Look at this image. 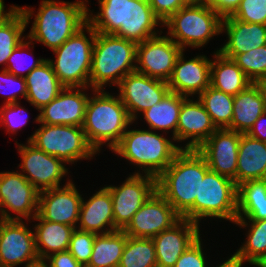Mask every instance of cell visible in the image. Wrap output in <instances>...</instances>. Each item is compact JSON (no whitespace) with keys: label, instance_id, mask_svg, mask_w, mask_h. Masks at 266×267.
<instances>
[{"label":"cell","instance_id":"6da1fadb","mask_svg":"<svg viewBox=\"0 0 266 267\" xmlns=\"http://www.w3.org/2000/svg\"><path fill=\"white\" fill-rule=\"evenodd\" d=\"M98 4L100 12L95 15L87 8V23L96 32L141 43L157 35L158 24L163 26L148 0H98Z\"/></svg>","mask_w":266,"mask_h":267},{"label":"cell","instance_id":"7a4b0ae2","mask_svg":"<svg viewBox=\"0 0 266 267\" xmlns=\"http://www.w3.org/2000/svg\"><path fill=\"white\" fill-rule=\"evenodd\" d=\"M204 157L192 149H182L157 178V191L183 217L199 199L200 181L209 171Z\"/></svg>","mask_w":266,"mask_h":267},{"label":"cell","instance_id":"3957f363","mask_svg":"<svg viewBox=\"0 0 266 267\" xmlns=\"http://www.w3.org/2000/svg\"><path fill=\"white\" fill-rule=\"evenodd\" d=\"M92 91L94 96H89L87 101L82 129L88 143L98 154L106 142L113 150L133 121L118 95L113 96L104 89Z\"/></svg>","mask_w":266,"mask_h":267},{"label":"cell","instance_id":"277c9868","mask_svg":"<svg viewBox=\"0 0 266 267\" xmlns=\"http://www.w3.org/2000/svg\"><path fill=\"white\" fill-rule=\"evenodd\" d=\"M87 2L42 0L27 39L40 42L52 51L59 48L87 23Z\"/></svg>","mask_w":266,"mask_h":267},{"label":"cell","instance_id":"5b68a950","mask_svg":"<svg viewBox=\"0 0 266 267\" xmlns=\"http://www.w3.org/2000/svg\"><path fill=\"white\" fill-rule=\"evenodd\" d=\"M137 43L114 34L96 32L92 52L90 88L103 89L105 85L117 86L136 70Z\"/></svg>","mask_w":266,"mask_h":267},{"label":"cell","instance_id":"8992f818","mask_svg":"<svg viewBox=\"0 0 266 267\" xmlns=\"http://www.w3.org/2000/svg\"><path fill=\"white\" fill-rule=\"evenodd\" d=\"M181 150V146L161 134L129 128L112 152L142 168L143 175L157 178Z\"/></svg>","mask_w":266,"mask_h":267},{"label":"cell","instance_id":"52a82bcc","mask_svg":"<svg viewBox=\"0 0 266 267\" xmlns=\"http://www.w3.org/2000/svg\"><path fill=\"white\" fill-rule=\"evenodd\" d=\"M85 31L89 33V37L86 36ZM95 37L96 31L86 23L59 48L53 50L56 58L54 61L48 60L64 87H90Z\"/></svg>","mask_w":266,"mask_h":267},{"label":"cell","instance_id":"ba28073f","mask_svg":"<svg viewBox=\"0 0 266 267\" xmlns=\"http://www.w3.org/2000/svg\"><path fill=\"white\" fill-rule=\"evenodd\" d=\"M222 18L207 3L186 5L172 14L165 22L167 35L182 50L204 47L212 37L222 34Z\"/></svg>","mask_w":266,"mask_h":267},{"label":"cell","instance_id":"9c48e42d","mask_svg":"<svg viewBox=\"0 0 266 267\" xmlns=\"http://www.w3.org/2000/svg\"><path fill=\"white\" fill-rule=\"evenodd\" d=\"M206 217L235 222L237 219V185L229 177L209 170L200 181L199 199L182 217L200 226Z\"/></svg>","mask_w":266,"mask_h":267},{"label":"cell","instance_id":"30bf717a","mask_svg":"<svg viewBox=\"0 0 266 267\" xmlns=\"http://www.w3.org/2000/svg\"><path fill=\"white\" fill-rule=\"evenodd\" d=\"M40 124L27 141L41 151L70 164L81 159H92L97 154L81 126Z\"/></svg>","mask_w":266,"mask_h":267},{"label":"cell","instance_id":"8fae6325","mask_svg":"<svg viewBox=\"0 0 266 267\" xmlns=\"http://www.w3.org/2000/svg\"><path fill=\"white\" fill-rule=\"evenodd\" d=\"M134 172L122 185L105 186L113 202L114 229L124 230L131 222L133 215L157 190V180L150 175Z\"/></svg>","mask_w":266,"mask_h":267},{"label":"cell","instance_id":"7c38bea8","mask_svg":"<svg viewBox=\"0 0 266 267\" xmlns=\"http://www.w3.org/2000/svg\"><path fill=\"white\" fill-rule=\"evenodd\" d=\"M38 202L39 191L20 171L0 172V219L29 221L38 214Z\"/></svg>","mask_w":266,"mask_h":267},{"label":"cell","instance_id":"4fadbf2b","mask_svg":"<svg viewBox=\"0 0 266 267\" xmlns=\"http://www.w3.org/2000/svg\"><path fill=\"white\" fill-rule=\"evenodd\" d=\"M181 52L182 48L168 35L153 36L137 43L135 71L168 82Z\"/></svg>","mask_w":266,"mask_h":267},{"label":"cell","instance_id":"5bb4252c","mask_svg":"<svg viewBox=\"0 0 266 267\" xmlns=\"http://www.w3.org/2000/svg\"><path fill=\"white\" fill-rule=\"evenodd\" d=\"M22 163V175L40 192L60 187L63 176L68 174L65 162L38 149L30 141L27 145L17 143ZM27 173V174H25Z\"/></svg>","mask_w":266,"mask_h":267},{"label":"cell","instance_id":"9a60e30c","mask_svg":"<svg viewBox=\"0 0 266 267\" xmlns=\"http://www.w3.org/2000/svg\"><path fill=\"white\" fill-rule=\"evenodd\" d=\"M117 86L120 90L118 96L133 122L138 119L137 113H143L159 103L170 91L168 82L136 71L127 74Z\"/></svg>","mask_w":266,"mask_h":267},{"label":"cell","instance_id":"2e32d148","mask_svg":"<svg viewBox=\"0 0 266 267\" xmlns=\"http://www.w3.org/2000/svg\"><path fill=\"white\" fill-rule=\"evenodd\" d=\"M181 218L171 204L156 190L137 210L123 231L130 237L153 238L171 228Z\"/></svg>","mask_w":266,"mask_h":267},{"label":"cell","instance_id":"e0dca14e","mask_svg":"<svg viewBox=\"0 0 266 267\" xmlns=\"http://www.w3.org/2000/svg\"><path fill=\"white\" fill-rule=\"evenodd\" d=\"M22 220L0 219V262L2 267L28 265L39 260L34 232Z\"/></svg>","mask_w":266,"mask_h":267},{"label":"cell","instance_id":"ac0fdd59","mask_svg":"<svg viewBox=\"0 0 266 267\" xmlns=\"http://www.w3.org/2000/svg\"><path fill=\"white\" fill-rule=\"evenodd\" d=\"M71 181L68 180L63 187L39 192L38 215L43 220L70 225L76 229L83 198Z\"/></svg>","mask_w":266,"mask_h":267},{"label":"cell","instance_id":"d6986e66","mask_svg":"<svg viewBox=\"0 0 266 267\" xmlns=\"http://www.w3.org/2000/svg\"><path fill=\"white\" fill-rule=\"evenodd\" d=\"M241 134L226 128L217 129L197 149L206 160L211 171L231 178L235 184Z\"/></svg>","mask_w":266,"mask_h":267},{"label":"cell","instance_id":"ffe728a7","mask_svg":"<svg viewBox=\"0 0 266 267\" xmlns=\"http://www.w3.org/2000/svg\"><path fill=\"white\" fill-rule=\"evenodd\" d=\"M75 89V90H74ZM77 89V90H76ZM87 87H65L58 96L40 109L35 121L48 125L83 126L89 97Z\"/></svg>","mask_w":266,"mask_h":267},{"label":"cell","instance_id":"44dd1931","mask_svg":"<svg viewBox=\"0 0 266 267\" xmlns=\"http://www.w3.org/2000/svg\"><path fill=\"white\" fill-rule=\"evenodd\" d=\"M211 63L205 55L185 60L184 50L178 55L173 73L168 81L169 90L179 95L198 96L210 86Z\"/></svg>","mask_w":266,"mask_h":267},{"label":"cell","instance_id":"7402d4cb","mask_svg":"<svg viewBox=\"0 0 266 267\" xmlns=\"http://www.w3.org/2000/svg\"><path fill=\"white\" fill-rule=\"evenodd\" d=\"M199 225L181 218L171 228L152 238L157 267H173L187 248L200 237Z\"/></svg>","mask_w":266,"mask_h":267},{"label":"cell","instance_id":"603a6c76","mask_svg":"<svg viewBox=\"0 0 266 267\" xmlns=\"http://www.w3.org/2000/svg\"><path fill=\"white\" fill-rule=\"evenodd\" d=\"M218 128L202 103L186 98L177 124V142L189 140L182 149L197 150Z\"/></svg>","mask_w":266,"mask_h":267},{"label":"cell","instance_id":"cb8c5ba5","mask_svg":"<svg viewBox=\"0 0 266 267\" xmlns=\"http://www.w3.org/2000/svg\"><path fill=\"white\" fill-rule=\"evenodd\" d=\"M226 32L228 41L216 52L233 59L237 54L266 45V25L247 23L232 16L223 18L222 33Z\"/></svg>","mask_w":266,"mask_h":267},{"label":"cell","instance_id":"d4e9b609","mask_svg":"<svg viewBox=\"0 0 266 267\" xmlns=\"http://www.w3.org/2000/svg\"><path fill=\"white\" fill-rule=\"evenodd\" d=\"M76 229L97 235L115 231L113 202L106 187L96 191L87 202L82 199Z\"/></svg>","mask_w":266,"mask_h":267},{"label":"cell","instance_id":"484cf974","mask_svg":"<svg viewBox=\"0 0 266 267\" xmlns=\"http://www.w3.org/2000/svg\"><path fill=\"white\" fill-rule=\"evenodd\" d=\"M26 100L38 111L53 101L65 88L58 80L48 59L25 76Z\"/></svg>","mask_w":266,"mask_h":267},{"label":"cell","instance_id":"4316f807","mask_svg":"<svg viewBox=\"0 0 266 267\" xmlns=\"http://www.w3.org/2000/svg\"><path fill=\"white\" fill-rule=\"evenodd\" d=\"M266 179V142L241 134L236 185L248 180Z\"/></svg>","mask_w":266,"mask_h":267},{"label":"cell","instance_id":"83f0119b","mask_svg":"<svg viewBox=\"0 0 266 267\" xmlns=\"http://www.w3.org/2000/svg\"><path fill=\"white\" fill-rule=\"evenodd\" d=\"M33 220L39 221L33 228L39 259L45 260L52 254L68 251L74 227L43 220L38 214Z\"/></svg>","mask_w":266,"mask_h":267},{"label":"cell","instance_id":"f1b7e54d","mask_svg":"<svg viewBox=\"0 0 266 267\" xmlns=\"http://www.w3.org/2000/svg\"><path fill=\"white\" fill-rule=\"evenodd\" d=\"M233 107V118L226 129L242 134H246L265 112L263 100L253 83L234 96Z\"/></svg>","mask_w":266,"mask_h":267},{"label":"cell","instance_id":"f546056e","mask_svg":"<svg viewBox=\"0 0 266 267\" xmlns=\"http://www.w3.org/2000/svg\"><path fill=\"white\" fill-rule=\"evenodd\" d=\"M251 84L252 82L233 59L224 57L220 52H214L210 80L212 87L235 96Z\"/></svg>","mask_w":266,"mask_h":267},{"label":"cell","instance_id":"4dcf8cb0","mask_svg":"<svg viewBox=\"0 0 266 267\" xmlns=\"http://www.w3.org/2000/svg\"><path fill=\"white\" fill-rule=\"evenodd\" d=\"M237 219H266V179L248 180L237 186Z\"/></svg>","mask_w":266,"mask_h":267},{"label":"cell","instance_id":"1f68e13d","mask_svg":"<svg viewBox=\"0 0 266 267\" xmlns=\"http://www.w3.org/2000/svg\"><path fill=\"white\" fill-rule=\"evenodd\" d=\"M187 97L169 91L166 96L142 114L149 129L173 132L172 140L177 141V124L182 102Z\"/></svg>","mask_w":266,"mask_h":267},{"label":"cell","instance_id":"d6a6232c","mask_svg":"<svg viewBox=\"0 0 266 267\" xmlns=\"http://www.w3.org/2000/svg\"><path fill=\"white\" fill-rule=\"evenodd\" d=\"M30 7H17L0 24V65L5 64L13 50L27 37H22L23 32L34 14Z\"/></svg>","mask_w":266,"mask_h":267},{"label":"cell","instance_id":"836d02e7","mask_svg":"<svg viewBox=\"0 0 266 267\" xmlns=\"http://www.w3.org/2000/svg\"><path fill=\"white\" fill-rule=\"evenodd\" d=\"M240 227H248L247 240L237 249L233 256L241 263L249 262L259 267L266 260V219L249 220L236 219L234 222ZM251 223V224H248Z\"/></svg>","mask_w":266,"mask_h":267},{"label":"cell","instance_id":"e575fe53","mask_svg":"<svg viewBox=\"0 0 266 267\" xmlns=\"http://www.w3.org/2000/svg\"><path fill=\"white\" fill-rule=\"evenodd\" d=\"M126 240L127 235L123 230L96 235L86 267H118Z\"/></svg>","mask_w":266,"mask_h":267},{"label":"cell","instance_id":"d590c367","mask_svg":"<svg viewBox=\"0 0 266 267\" xmlns=\"http://www.w3.org/2000/svg\"><path fill=\"white\" fill-rule=\"evenodd\" d=\"M198 100L218 129H225L231 124L234 109L233 95L224 93L210 85L198 96Z\"/></svg>","mask_w":266,"mask_h":267},{"label":"cell","instance_id":"8d00e7d4","mask_svg":"<svg viewBox=\"0 0 266 267\" xmlns=\"http://www.w3.org/2000/svg\"><path fill=\"white\" fill-rule=\"evenodd\" d=\"M118 267H157L152 238L127 236Z\"/></svg>","mask_w":266,"mask_h":267},{"label":"cell","instance_id":"74e56055","mask_svg":"<svg viewBox=\"0 0 266 267\" xmlns=\"http://www.w3.org/2000/svg\"><path fill=\"white\" fill-rule=\"evenodd\" d=\"M233 61L252 83L266 77V45L237 54Z\"/></svg>","mask_w":266,"mask_h":267},{"label":"cell","instance_id":"f35d334b","mask_svg":"<svg viewBox=\"0 0 266 267\" xmlns=\"http://www.w3.org/2000/svg\"><path fill=\"white\" fill-rule=\"evenodd\" d=\"M96 235L78 229H75L71 235L68 251L84 267L89 263Z\"/></svg>","mask_w":266,"mask_h":267},{"label":"cell","instance_id":"ab89813d","mask_svg":"<svg viewBox=\"0 0 266 267\" xmlns=\"http://www.w3.org/2000/svg\"><path fill=\"white\" fill-rule=\"evenodd\" d=\"M31 44L34 45L33 41L29 39V41H22L12 52V54L8 57L7 63H6V70L19 77H25L27 76L34 68L38 67L42 62H44V58L36 59L30 63L29 66L28 63L26 64V60L23 57L24 49L26 47H29ZM23 59L25 61H23ZM22 62V63H21ZM24 63V64H23ZM26 72V73H25ZM25 73V75H24ZM23 74V75H22Z\"/></svg>","mask_w":266,"mask_h":267},{"label":"cell","instance_id":"60d3db41","mask_svg":"<svg viewBox=\"0 0 266 267\" xmlns=\"http://www.w3.org/2000/svg\"><path fill=\"white\" fill-rule=\"evenodd\" d=\"M232 17L247 23L266 25V0H241Z\"/></svg>","mask_w":266,"mask_h":267},{"label":"cell","instance_id":"b9f144b4","mask_svg":"<svg viewBox=\"0 0 266 267\" xmlns=\"http://www.w3.org/2000/svg\"><path fill=\"white\" fill-rule=\"evenodd\" d=\"M5 88H8L9 91H12L5 92ZM0 94H3V96L5 94L7 95V99L5 100L4 104L18 103V97L20 95L26 99L27 87L25 77L16 76L9 73L6 69H3L2 72H0Z\"/></svg>","mask_w":266,"mask_h":267},{"label":"cell","instance_id":"7bdbcfd3","mask_svg":"<svg viewBox=\"0 0 266 267\" xmlns=\"http://www.w3.org/2000/svg\"><path fill=\"white\" fill-rule=\"evenodd\" d=\"M26 111L19 102L4 104L0 108V124L6 127L8 133L14 134L27 124L29 119L25 118Z\"/></svg>","mask_w":266,"mask_h":267},{"label":"cell","instance_id":"ee69618b","mask_svg":"<svg viewBox=\"0 0 266 267\" xmlns=\"http://www.w3.org/2000/svg\"><path fill=\"white\" fill-rule=\"evenodd\" d=\"M201 240V237H199L192 243L173 267H207Z\"/></svg>","mask_w":266,"mask_h":267},{"label":"cell","instance_id":"f6af8a7d","mask_svg":"<svg viewBox=\"0 0 266 267\" xmlns=\"http://www.w3.org/2000/svg\"><path fill=\"white\" fill-rule=\"evenodd\" d=\"M148 3L162 23L180 8L186 6L182 0H148Z\"/></svg>","mask_w":266,"mask_h":267},{"label":"cell","instance_id":"bcb514c9","mask_svg":"<svg viewBox=\"0 0 266 267\" xmlns=\"http://www.w3.org/2000/svg\"><path fill=\"white\" fill-rule=\"evenodd\" d=\"M45 261L50 267H84L69 251L52 254Z\"/></svg>","mask_w":266,"mask_h":267},{"label":"cell","instance_id":"7dc6e473","mask_svg":"<svg viewBox=\"0 0 266 267\" xmlns=\"http://www.w3.org/2000/svg\"><path fill=\"white\" fill-rule=\"evenodd\" d=\"M241 0H206L216 13L223 19L232 16L240 5Z\"/></svg>","mask_w":266,"mask_h":267},{"label":"cell","instance_id":"c3c4849f","mask_svg":"<svg viewBox=\"0 0 266 267\" xmlns=\"http://www.w3.org/2000/svg\"><path fill=\"white\" fill-rule=\"evenodd\" d=\"M246 134L254 139L266 142V111L255 121Z\"/></svg>","mask_w":266,"mask_h":267},{"label":"cell","instance_id":"681fc988","mask_svg":"<svg viewBox=\"0 0 266 267\" xmlns=\"http://www.w3.org/2000/svg\"><path fill=\"white\" fill-rule=\"evenodd\" d=\"M253 84L256 86V88L259 91V94L261 96V99L263 100V104H264L265 111H266V77L254 81Z\"/></svg>","mask_w":266,"mask_h":267},{"label":"cell","instance_id":"f907efd6","mask_svg":"<svg viewBox=\"0 0 266 267\" xmlns=\"http://www.w3.org/2000/svg\"><path fill=\"white\" fill-rule=\"evenodd\" d=\"M18 6H10L9 10L5 11L3 0H0V24L17 8Z\"/></svg>","mask_w":266,"mask_h":267},{"label":"cell","instance_id":"816d5d0a","mask_svg":"<svg viewBox=\"0 0 266 267\" xmlns=\"http://www.w3.org/2000/svg\"><path fill=\"white\" fill-rule=\"evenodd\" d=\"M242 265L243 264H241L233 255H231L230 258H228L222 264L220 263V265L217 267H242Z\"/></svg>","mask_w":266,"mask_h":267},{"label":"cell","instance_id":"f5cc1de1","mask_svg":"<svg viewBox=\"0 0 266 267\" xmlns=\"http://www.w3.org/2000/svg\"><path fill=\"white\" fill-rule=\"evenodd\" d=\"M25 267H50V265L45 260H37L33 263L26 265Z\"/></svg>","mask_w":266,"mask_h":267},{"label":"cell","instance_id":"db71d44e","mask_svg":"<svg viewBox=\"0 0 266 267\" xmlns=\"http://www.w3.org/2000/svg\"><path fill=\"white\" fill-rule=\"evenodd\" d=\"M186 5H200L206 3V0H182Z\"/></svg>","mask_w":266,"mask_h":267},{"label":"cell","instance_id":"11a10c76","mask_svg":"<svg viewBox=\"0 0 266 267\" xmlns=\"http://www.w3.org/2000/svg\"><path fill=\"white\" fill-rule=\"evenodd\" d=\"M259 267H266V260Z\"/></svg>","mask_w":266,"mask_h":267}]
</instances>
